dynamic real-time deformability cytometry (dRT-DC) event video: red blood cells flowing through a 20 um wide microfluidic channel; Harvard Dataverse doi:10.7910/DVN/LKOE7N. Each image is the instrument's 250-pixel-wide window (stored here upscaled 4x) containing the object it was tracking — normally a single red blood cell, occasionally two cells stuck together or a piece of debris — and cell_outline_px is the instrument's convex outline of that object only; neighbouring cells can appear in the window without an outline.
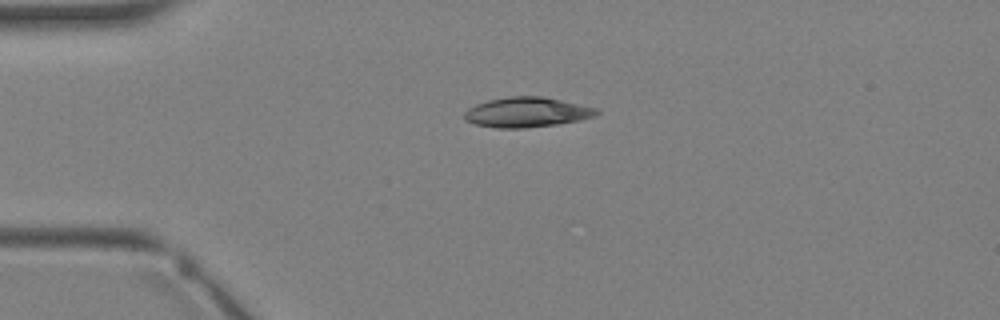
{"species": "Egyptian fruit bat (a non-hibernating species)", "species_latin": "Rousettus aegyptiacus", "temperature_condition": "warm", "stored_images_in_passage": 1, "camera_frame_rate_fps": 3000, "um_per_image_px": 0.085, "animal": {"sex": "female"}, "frame": {"image": 1, "passage_image": 1, "time_ms": 0.0, "image_size_px": [1000, 320], "cell_outline_px": [[600, 112], [596, 116], [580, 120], [556, 124], [524, 128], [496, 128], [476, 124], [464, 120], [464, 112], [468, 108], [476, 104], [488, 100], [508, 96], [544, 96], [600, 108]], "centroid_in_image_um": [44.81, 9.53], "position_along_channel_um": 40.2, "area_um2": 23.35}}